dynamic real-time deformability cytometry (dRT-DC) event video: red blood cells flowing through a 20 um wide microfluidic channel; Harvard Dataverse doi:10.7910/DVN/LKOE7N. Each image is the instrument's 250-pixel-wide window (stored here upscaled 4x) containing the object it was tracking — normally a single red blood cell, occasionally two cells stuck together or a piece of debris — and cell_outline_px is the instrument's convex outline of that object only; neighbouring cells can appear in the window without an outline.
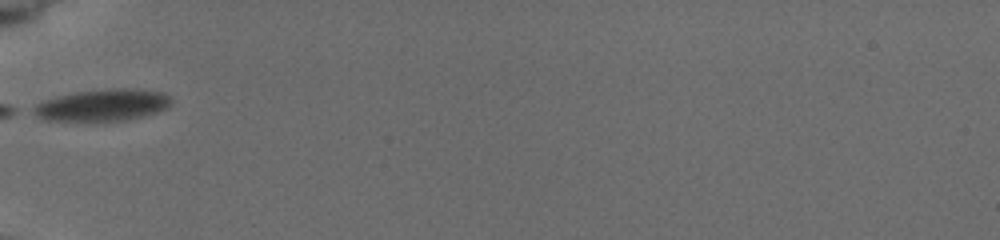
{"species": "common noctule bat (a hibernating species)", "species_latin": "Nyctalus noctula", "temperature_condition": "cold", "stored_images_in_passage": 4, "camera_frame_rate_fps": 3000, "um_per_image_px": 0.085, "animal": {"sex": "female", "body_mass_g": 19.5, "forearm_length_mm": 54.1}, "frame": {"image": 1, "passage_image": 1, "time_ms": 0.0, "image_size_px": [1000, 240], "cell_outline_px": [[168, 104], [164, 108], [156, 112], [144, 116], [128, 120], [44, 120], [36, 116], [28, 108], [44, 100], [56, 96], [72, 92], [108, 88], [132, 88], [160, 92], [168, 96]], "centroid_in_image_um": [8.61, 8.92], "position_along_channel_um": 76.4, "area_um2": 25.37}}
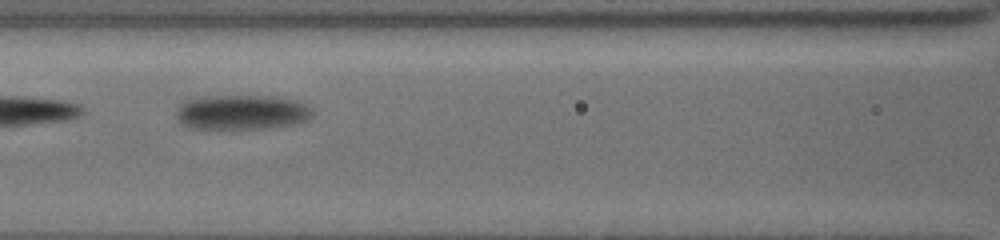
{"frame": {"image": 2, "passage_image": 3, "time_ms": 2.0, "image_size_px": [1000, 240], "cell_outline_px": [[312, 116], [304, 120], [264, 128], [192, 128], [184, 124], [176, 116], [176, 112], [188, 100], [196, 96], [272, 96], [296, 100], [312, 108]], "centroid_in_image_um": [20.53, 9.51], "position_along_channel_um": 146.1, "area_um2": 26.88}}
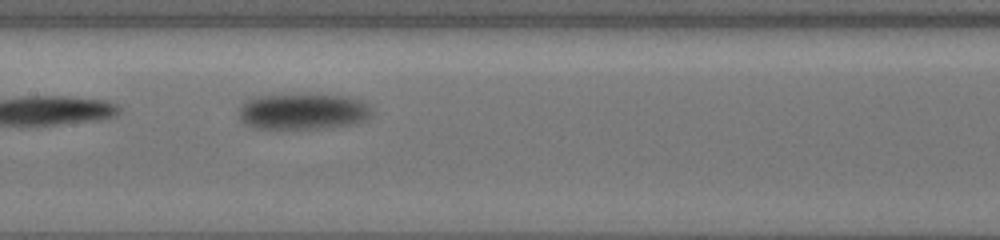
{"frame": {"image": 3, "passage_image": 4, "time_ms": 3.0, "image_size_px": [1000, 240], "cell_outline_px": [[372, 112], [364, 120], [352, 124], [316, 128], [256, 128], [248, 124], [240, 116], [240, 108], [248, 100], [256, 96], [308, 92], [348, 96], [360, 100], [372, 108]], "centroid_in_image_um": [25.79, 9.42], "position_along_channel_um": 181.6, "area_um2": 28.09}}